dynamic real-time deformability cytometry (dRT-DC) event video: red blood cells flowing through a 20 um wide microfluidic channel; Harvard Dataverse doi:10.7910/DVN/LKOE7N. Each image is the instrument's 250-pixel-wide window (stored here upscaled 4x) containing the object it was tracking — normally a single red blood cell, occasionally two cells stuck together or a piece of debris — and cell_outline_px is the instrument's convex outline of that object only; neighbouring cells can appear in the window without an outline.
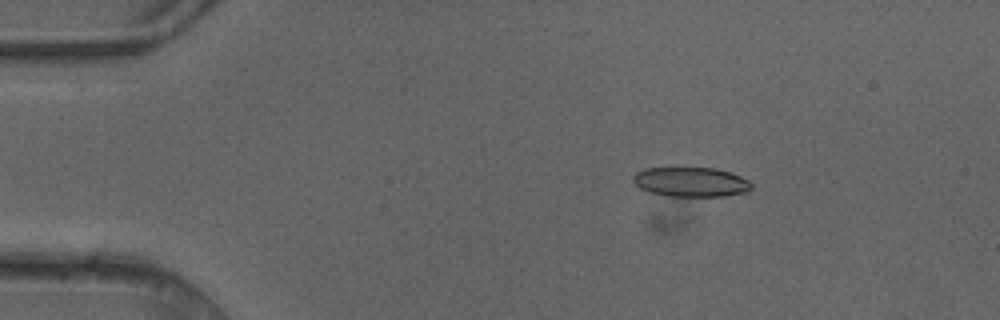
{"species": "common noctule bat (a hibernating species)", "species_latin": "Nyctalus noctula", "temperature_condition": "cold", "stored_images_in_passage": 6, "camera_frame_rate_fps": 3000, "um_per_image_px": 0.085, "animal": {"sex": "female"}, "frame": {"image": 1, "passage_image": 3, "time_ms": 0.667, "image_size_px": [1000, 320], "cell_outline_px": [[752, 188], [748, 192], [724, 196], [668, 196], [652, 192], [640, 188], [632, 180], [632, 176], [636, 172], [644, 168], [716, 168], [732, 172], [748, 180], [752, 184]], "centroid_in_image_um": [58.75, 15.46], "position_along_channel_um": 26.2, "area_um2": 20.46}}
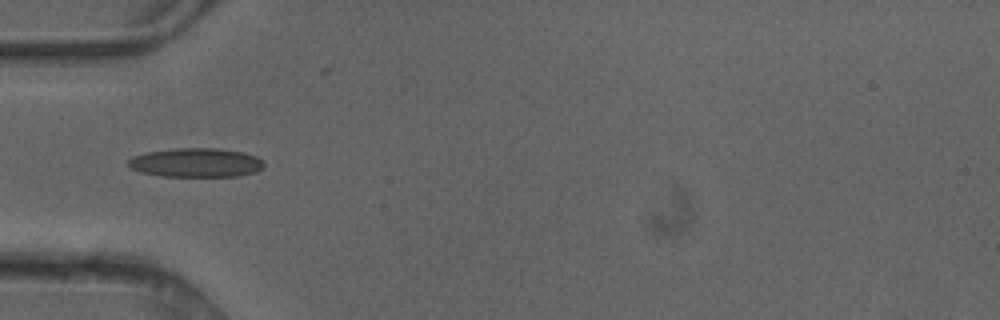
{"frame": {"image": 2, "passage_image": 5, "time_ms": 1.333, "image_size_px": [1000, 320], "cell_outline_px": [[264, 168], [256, 172], [236, 176], [160, 176], [140, 172], [132, 168], [128, 164], [128, 160], [132, 156], [148, 152], [172, 148], [220, 148], [244, 152], [256, 156], [264, 164]], "centroid_in_image_um": [16.67, 13.82], "position_along_channel_um": 68.3, "area_um2": 23.06}}
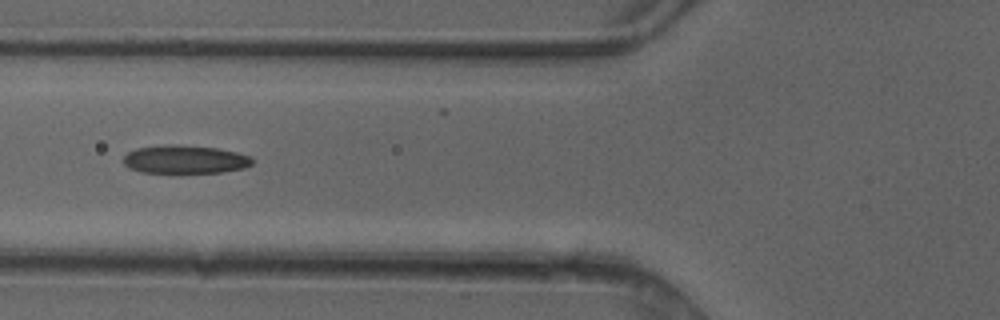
{"frame": {"image": 3, "passage_image": 6, "time_ms": 1.667, "image_size_px": [1000, 320], "cell_outline_px": [[252, 164], [244, 168], [224, 172], [180, 176], [144, 172], [128, 168], [124, 164], [124, 156], [128, 152], [136, 148], [164, 144], [176, 144], [216, 148], [236, 152], [252, 156]], "centroid_in_image_um": [15.71, 13.6], "position_along_channel_um": 110.1, "area_um2": 22.37}}